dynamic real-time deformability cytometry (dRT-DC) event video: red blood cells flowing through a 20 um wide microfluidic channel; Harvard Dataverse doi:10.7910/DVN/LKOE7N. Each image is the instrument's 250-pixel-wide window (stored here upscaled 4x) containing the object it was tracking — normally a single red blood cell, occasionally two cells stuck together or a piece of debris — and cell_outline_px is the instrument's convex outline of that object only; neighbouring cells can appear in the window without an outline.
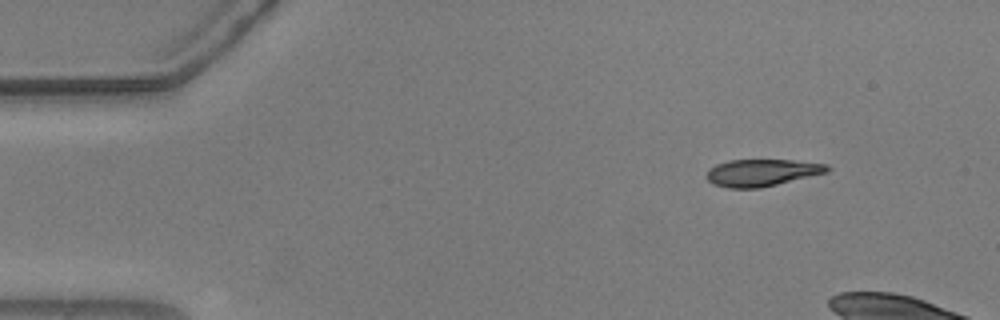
{"species": "common noctule bat (a hibernating species)", "species_latin": "Nyctalus noctula", "temperature_condition": "warm", "stored_images_in_passage": 9, "camera_frame_rate_fps": 3000, "um_per_image_px": 0.085, "animal": {"sex": "male", "body_mass_g": 20.5, "forearm_length_mm": 52.5}, "frame": {"image": 1, "passage_image": 1, "time_ms": 0.0, "image_size_px": [1000, 320], "cell_outline_px": [[832, 168], [828, 172], [760, 188], [728, 188], [712, 184], [704, 176], [708, 168], [716, 164], [728, 160], [792, 160], [828, 164]], "centroid_in_image_um": [64.72, 14.67], "position_along_channel_um": 20.3, "area_um2": 19.19}}